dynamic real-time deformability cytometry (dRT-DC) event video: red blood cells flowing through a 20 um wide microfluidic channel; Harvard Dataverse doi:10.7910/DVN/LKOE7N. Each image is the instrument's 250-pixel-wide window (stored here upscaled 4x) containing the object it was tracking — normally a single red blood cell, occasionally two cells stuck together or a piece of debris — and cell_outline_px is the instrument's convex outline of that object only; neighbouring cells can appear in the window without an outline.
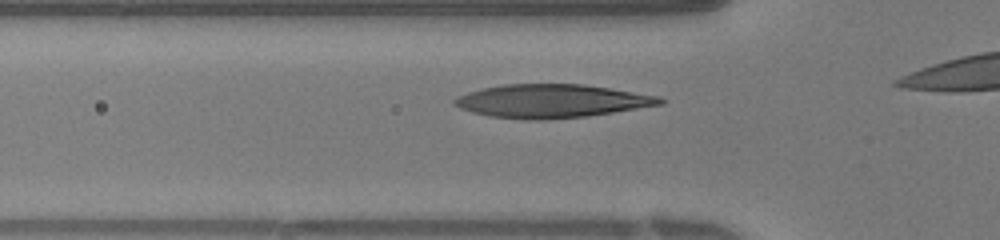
{"species": "human", "species_latin": "Homo sapiens", "temperature_condition": "warm", "stored_images_in_passage": 7, "camera_frame_rate_fps": 3000, "um_per_image_px": 0.085, "donor": {"sex": "female"}, "frame": {"image": 1, "passage_image": 3, "time_ms": 0.667, "image_size_px": [1000, 240], "cell_outline_px": [[664, 104], [588, 116], [544, 120], [524, 120], [488, 116], [472, 112], [460, 108], [452, 104], [452, 100], [456, 96], [468, 92], [484, 88], [504, 84], [584, 84], [660, 96], [664, 100]], "centroid_in_image_um": [46.86, 8.59], "position_along_channel_um": 78.9, "area_um2": 40.17}}
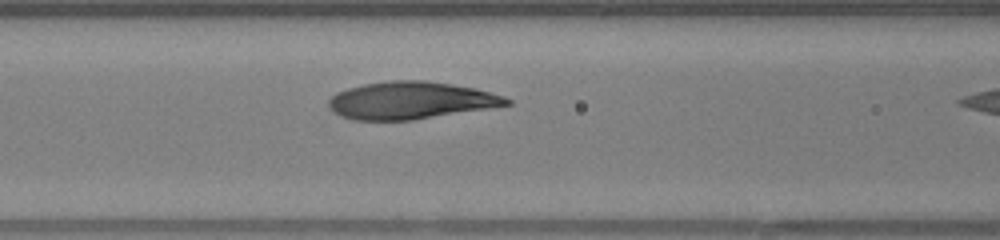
{"frame": {"image": 2, "passage_image": 6, "time_ms": 1.667, "image_size_px": [1000, 240], "cell_outline_px": [[512, 104], [488, 108], [412, 120], [356, 120], [344, 116], [336, 112], [328, 104], [328, 100], [332, 96], [348, 88], [364, 84], [388, 80], [424, 80], [452, 84], [472, 88], [504, 96], [512, 100]], "centroid_in_image_um": [34.93, 8.53], "position_along_channel_um": 131.7, "area_um2": 38.21}}